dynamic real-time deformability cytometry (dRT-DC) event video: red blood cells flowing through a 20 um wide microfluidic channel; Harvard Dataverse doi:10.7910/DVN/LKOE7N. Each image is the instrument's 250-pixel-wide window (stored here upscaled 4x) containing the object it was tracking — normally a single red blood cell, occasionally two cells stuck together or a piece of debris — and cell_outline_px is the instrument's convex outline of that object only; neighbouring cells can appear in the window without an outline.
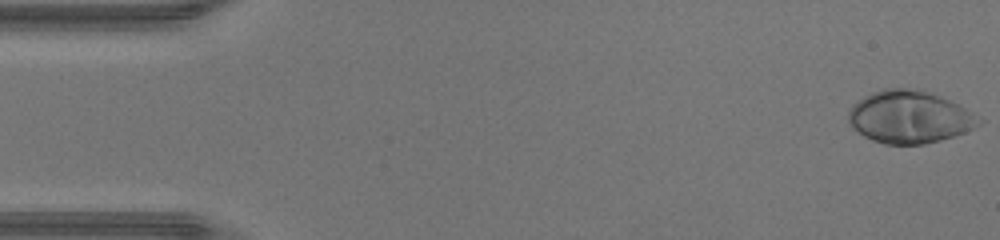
{"species": "human", "species_latin": "Homo sapiens", "temperature_condition": "warm", "stored_images_in_passage": 47, "camera_frame_rate_fps": 3000, "um_per_image_px": 0.085, "donor": {"sex": "male"}, "frame": {"image": 1, "passage_image": 1, "time_ms": 0.0, "image_size_px": [1000, 240], "cell_outline_px": [[984, 120], [980, 124], [964, 132], [940, 140], [924, 144], [884, 144], [872, 140], [864, 136], [852, 128], [848, 120], [848, 112], [864, 96], [872, 92], [884, 88], [920, 88], [948, 100], [972, 112]], "centroid_in_image_um": [77.29, 9.94], "position_along_channel_um": 7.7, "area_um2": 39.65}}
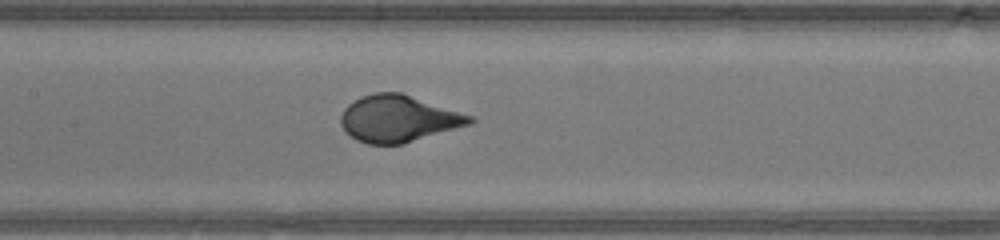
{"frame": {"image": 2, "passage_image": 22, "time_ms": 7.0, "image_size_px": [1000, 240], "cell_outline_px": [[476, 120], [472, 124], [404, 144], [368, 144], [356, 140], [340, 124], [340, 116], [344, 108], [348, 104], [364, 96], [376, 92], [400, 92], [472, 116]], "centroid_in_image_um": [33.87, 10.1], "position_along_channel_um": 173.5, "area_um2": 34.91}}
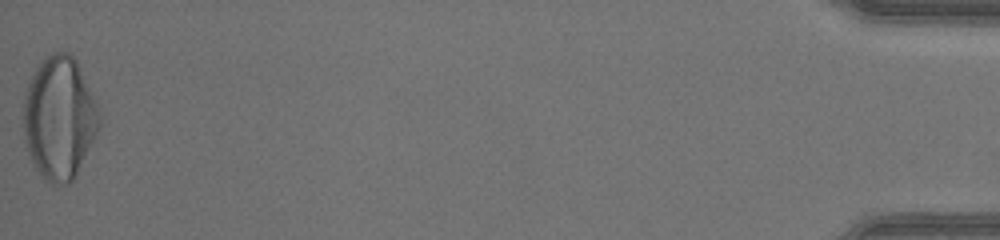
{"frame": {"image": 3, "passage_image": 47, "time_ms": 15.333, "image_size_px": [1000, 240], "cell_outline_px": [[100, 128], [76, 176], [68, 184], [52, 184], [44, 180], [40, 176], [32, 164], [24, 140], [24, 92], [40, 60], [52, 52], [68, 52], [76, 60], [96, 100], [100, 116]], "centroid_in_image_um": [5.04, 10.05], "position_along_channel_um": 430.2, "area_um2": 54.74}, "authors_computed_cell_mechanics": {"area_um2": 37.1654, "velocity_mm_per_s": 4.3741, "shape_relaxation_time_tau1_ms": 3.4973, "shape_relaxation_time_tau2_ms": null, "deformation_change_tau1": 0.2533, "deformation_change_tau2": null}}